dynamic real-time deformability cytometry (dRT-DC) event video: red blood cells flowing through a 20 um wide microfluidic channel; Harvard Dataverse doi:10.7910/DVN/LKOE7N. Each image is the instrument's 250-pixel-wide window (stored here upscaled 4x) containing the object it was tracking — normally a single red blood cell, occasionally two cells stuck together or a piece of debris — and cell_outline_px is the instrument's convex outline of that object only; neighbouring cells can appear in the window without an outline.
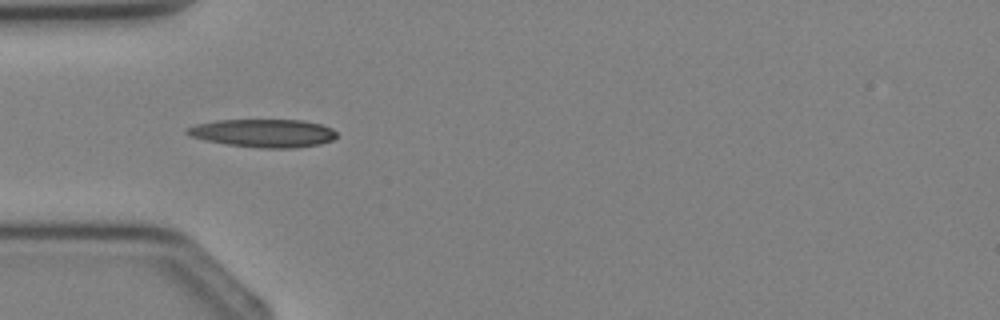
{"species": "Egyptian fruit bat (a non-hibernating species)", "species_latin": "Rousettus aegyptiacus", "temperature_condition": "cold", "stored_images_in_passage": 3, "camera_frame_rate_fps": 3000, "um_per_image_px": 0.085, "animal": {"sex": "female"}, "frame": {"image": 1, "passage_image": 3, "time_ms": 3.333, "image_size_px": [1000, 320], "cell_outline_px": [[336, 136], [332, 140], [320, 144], [296, 148], [260, 148], [228, 144], [204, 140], [192, 136], [184, 132], [184, 128], [196, 124], [216, 120], [304, 120], [320, 124], [332, 128], [336, 132]], "centroid_in_image_um": [22.38, 11.31], "position_along_channel_um": 62.6, "area_um2": 24.57}}